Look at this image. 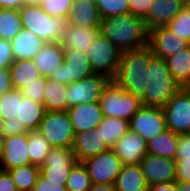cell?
<instances>
[{
    "instance_id": "8d00e7d4",
    "label": "cell",
    "mask_w": 190,
    "mask_h": 191,
    "mask_svg": "<svg viewBox=\"0 0 190 191\" xmlns=\"http://www.w3.org/2000/svg\"><path fill=\"white\" fill-rule=\"evenodd\" d=\"M101 18L130 13L128 0H96Z\"/></svg>"
},
{
    "instance_id": "680465c9",
    "label": "cell",
    "mask_w": 190,
    "mask_h": 191,
    "mask_svg": "<svg viewBox=\"0 0 190 191\" xmlns=\"http://www.w3.org/2000/svg\"><path fill=\"white\" fill-rule=\"evenodd\" d=\"M177 1L181 2L182 4H184L188 0H177Z\"/></svg>"
},
{
    "instance_id": "6da1fadb",
    "label": "cell",
    "mask_w": 190,
    "mask_h": 191,
    "mask_svg": "<svg viewBox=\"0 0 190 191\" xmlns=\"http://www.w3.org/2000/svg\"><path fill=\"white\" fill-rule=\"evenodd\" d=\"M100 34L121 52L141 48L148 44V30L144 20L131 13L103 18Z\"/></svg>"
},
{
    "instance_id": "681fc988",
    "label": "cell",
    "mask_w": 190,
    "mask_h": 191,
    "mask_svg": "<svg viewBox=\"0 0 190 191\" xmlns=\"http://www.w3.org/2000/svg\"><path fill=\"white\" fill-rule=\"evenodd\" d=\"M148 191H176L175 182L158 183L149 186Z\"/></svg>"
},
{
    "instance_id": "7dc6e473",
    "label": "cell",
    "mask_w": 190,
    "mask_h": 191,
    "mask_svg": "<svg viewBox=\"0 0 190 191\" xmlns=\"http://www.w3.org/2000/svg\"><path fill=\"white\" fill-rule=\"evenodd\" d=\"M0 191H18L12 176L7 170H0Z\"/></svg>"
},
{
    "instance_id": "e575fe53",
    "label": "cell",
    "mask_w": 190,
    "mask_h": 191,
    "mask_svg": "<svg viewBox=\"0 0 190 191\" xmlns=\"http://www.w3.org/2000/svg\"><path fill=\"white\" fill-rule=\"evenodd\" d=\"M22 96L21 90L15 88L0 96V117L4 121L19 116V99Z\"/></svg>"
},
{
    "instance_id": "83f0119b",
    "label": "cell",
    "mask_w": 190,
    "mask_h": 191,
    "mask_svg": "<svg viewBox=\"0 0 190 191\" xmlns=\"http://www.w3.org/2000/svg\"><path fill=\"white\" fill-rule=\"evenodd\" d=\"M171 76L182 87H190V45L180 53L165 58Z\"/></svg>"
},
{
    "instance_id": "836d02e7",
    "label": "cell",
    "mask_w": 190,
    "mask_h": 191,
    "mask_svg": "<svg viewBox=\"0 0 190 191\" xmlns=\"http://www.w3.org/2000/svg\"><path fill=\"white\" fill-rule=\"evenodd\" d=\"M22 29L19 11L0 8V38L12 40Z\"/></svg>"
},
{
    "instance_id": "2e32d148",
    "label": "cell",
    "mask_w": 190,
    "mask_h": 191,
    "mask_svg": "<svg viewBox=\"0 0 190 191\" xmlns=\"http://www.w3.org/2000/svg\"><path fill=\"white\" fill-rule=\"evenodd\" d=\"M111 149L123 165L140 164L143 157L148 154L147 141L130 129L118 139Z\"/></svg>"
},
{
    "instance_id": "ba28073f",
    "label": "cell",
    "mask_w": 190,
    "mask_h": 191,
    "mask_svg": "<svg viewBox=\"0 0 190 191\" xmlns=\"http://www.w3.org/2000/svg\"><path fill=\"white\" fill-rule=\"evenodd\" d=\"M77 162L72 148L54 147L39 167L40 175L50 183L66 186L71 169Z\"/></svg>"
},
{
    "instance_id": "1f68e13d",
    "label": "cell",
    "mask_w": 190,
    "mask_h": 191,
    "mask_svg": "<svg viewBox=\"0 0 190 191\" xmlns=\"http://www.w3.org/2000/svg\"><path fill=\"white\" fill-rule=\"evenodd\" d=\"M52 148L38 131H28V155L32 165L41 167Z\"/></svg>"
},
{
    "instance_id": "7a4b0ae2",
    "label": "cell",
    "mask_w": 190,
    "mask_h": 191,
    "mask_svg": "<svg viewBox=\"0 0 190 191\" xmlns=\"http://www.w3.org/2000/svg\"><path fill=\"white\" fill-rule=\"evenodd\" d=\"M149 45L122 52L114 80L126 92L142 99L146 93L148 65L153 56Z\"/></svg>"
},
{
    "instance_id": "4fadbf2b",
    "label": "cell",
    "mask_w": 190,
    "mask_h": 191,
    "mask_svg": "<svg viewBox=\"0 0 190 191\" xmlns=\"http://www.w3.org/2000/svg\"><path fill=\"white\" fill-rule=\"evenodd\" d=\"M129 129L148 142L167 129L163 108L141 106L129 120Z\"/></svg>"
},
{
    "instance_id": "8992f818",
    "label": "cell",
    "mask_w": 190,
    "mask_h": 191,
    "mask_svg": "<svg viewBox=\"0 0 190 191\" xmlns=\"http://www.w3.org/2000/svg\"><path fill=\"white\" fill-rule=\"evenodd\" d=\"M37 131L53 148H72L76 134L68 112L58 110H46Z\"/></svg>"
},
{
    "instance_id": "d4e9b609",
    "label": "cell",
    "mask_w": 190,
    "mask_h": 191,
    "mask_svg": "<svg viewBox=\"0 0 190 191\" xmlns=\"http://www.w3.org/2000/svg\"><path fill=\"white\" fill-rule=\"evenodd\" d=\"M44 42L24 28L11 40L14 60H29L41 50Z\"/></svg>"
},
{
    "instance_id": "603a6c76",
    "label": "cell",
    "mask_w": 190,
    "mask_h": 191,
    "mask_svg": "<svg viewBox=\"0 0 190 191\" xmlns=\"http://www.w3.org/2000/svg\"><path fill=\"white\" fill-rule=\"evenodd\" d=\"M99 34L100 28L80 27L74 24H68L60 43L64 49H76L87 53Z\"/></svg>"
},
{
    "instance_id": "e0dca14e",
    "label": "cell",
    "mask_w": 190,
    "mask_h": 191,
    "mask_svg": "<svg viewBox=\"0 0 190 191\" xmlns=\"http://www.w3.org/2000/svg\"><path fill=\"white\" fill-rule=\"evenodd\" d=\"M27 164H31L28 155V132L5 137L0 157L1 169L8 171Z\"/></svg>"
},
{
    "instance_id": "f5cc1de1",
    "label": "cell",
    "mask_w": 190,
    "mask_h": 191,
    "mask_svg": "<svg viewBox=\"0 0 190 191\" xmlns=\"http://www.w3.org/2000/svg\"><path fill=\"white\" fill-rule=\"evenodd\" d=\"M176 191H190V183L175 181Z\"/></svg>"
},
{
    "instance_id": "277c9868",
    "label": "cell",
    "mask_w": 190,
    "mask_h": 191,
    "mask_svg": "<svg viewBox=\"0 0 190 191\" xmlns=\"http://www.w3.org/2000/svg\"><path fill=\"white\" fill-rule=\"evenodd\" d=\"M22 28L33 32L44 43L60 42L68 19L50 17L40 5L22 6L19 10Z\"/></svg>"
},
{
    "instance_id": "d590c367",
    "label": "cell",
    "mask_w": 190,
    "mask_h": 191,
    "mask_svg": "<svg viewBox=\"0 0 190 191\" xmlns=\"http://www.w3.org/2000/svg\"><path fill=\"white\" fill-rule=\"evenodd\" d=\"M91 179L88 171L82 162H77L71 169L67 179L68 191H88L91 187Z\"/></svg>"
},
{
    "instance_id": "3957f363",
    "label": "cell",
    "mask_w": 190,
    "mask_h": 191,
    "mask_svg": "<svg viewBox=\"0 0 190 191\" xmlns=\"http://www.w3.org/2000/svg\"><path fill=\"white\" fill-rule=\"evenodd\" d=\"M146 93L142 100L145 107H163L181 86L171 76L165 59L153 55L148 65Z\"/></svg>"
},
{
    "instance_id": "4dcf8cb0",
    "label": "cell",
    "mask_w": 190,
    "mask_h": 191,
    "mask_svg": "<svg viewBox=\"0 0 190 191\" xmlns=\"http://www.w3.org/2000/svg\"><path fill=\"white\" fill-rule=\"evenodd\" d=\"M109 148H112L118 139L129 129V121L104 116L97 127Z\"/></svg>"
},
{
    "instance_id": "ee69618b",
    "label": "cell",
    "mask_w": 190,
    "mask_h": 191,
    "mask_svg": "<svg viewBox=\"0 0 190 191\" xmlns=\"http://www.w3.org/2000/svg\"><path fill=\"white\" fill-rule=\"evenodd\" d=\"M175 159H190V132L178 136Z\"/></svg>"
},
{
    "instance_id": "d6a6232c",
    "label": "cell",
    "mask_w": 190,
    "mask_h": 191,
    "mask_svg": "<svg viewBox=\"0 0 190 191\" xmlns=\"http://www.w3.org/2000/svg\"><path fill=\"white\" fill-rule=\"evenodd\" d=\"M8 171L18 191H32L40 175L39 167L32 164L15 167Z\"/></svg>"
},
{
    "instance_id": "db71d44e",
    "label": "cell",
    "mask_w": 190,
    "mask_h": 191,
    "mask_svg": "<svg viewBox=\"0 0 190 191\" xmlns=\"http://www.w3.org/2000/svg\"><path fill=\"white\" fill-rule=\"evenodd\" d=\"M42 0H22V6L41 5Z\"/></svg>"
},
{
    "instance_id": "11a10c76",
    "label": "cell",
    "mask_w": 190,
    "mask_h": 191,
    "mask_svg": "<svg viewBox=\"0 0 190 191\" xmlns=\"http://www.w3.org/2000/svg\"><path fill=\"white\" fill-rule=\"evenodd\" d=\"M5 137H6L5 135H0V157L3 152Z\"/></svg>"
},
{
    "instance_id": "5bb4252c",
    "label": "cell",
    "mask_w": 190,
    "mask_h": 191,
    "mask_svg": "<svg viewBox=\"0 0 190 191\" xmlns=\"http://www.w3.org/2000/svg\"><path fill=\"white\" fill-rule=\"evenodd\" d=\"M148 45L155 56L165 59L180 53L190 43L167 26H158L148 31Z\"/></svg>"
},
{
    "instance_id": "52a82bcc",
    "label": "cell",
    "mask_w": 190,
    "mask_h": 191,
    "mask_svg": "<svg viewBox=\"0 0 190 191\" xmlns=\"http://www.w3.org/2000/svg\"><path fill=\"white\" fill-rule=\"evenodd\" d=\"M122 52L102 34L88 49L87 57L94 73L113 79L120 65Z\"/></svg>"
},
{
    "instance_id": "c3c4849f",
    "label": "cell",
    "mask_w": 190,
    "mask_h": 191,
    "mask_svg": "<svg viewBox=\"0 0 190 191\" xmlns=\"http://www.w3.org/2000/svg\"><path fill=\"white\" fill-rule=\"evenodd\" d=\"M12 89L9 68H0V96Z\"/></svg>"
},
{
    "instance_id": "f6af8a7d",
    "label": "cell",
    "mask_w": 190,
    "mask_h": 191,
    "mask_svg": "<svg viewBox=\"0 0 190 191\" xmlns=\"http://www.w3.org/2000/svg\"><path fill=\"white\" fill-rule=\"evenodd\" d=\"M28 132L17 117L4 121V135L6 137Z\"/></svg>"
},
{
    "instance_id": "9a60e30c",
    "label": "cell",
    "mask_w": 190,
    "mask_h": 191,
    "mask_svg": "<svg viewBox=\"0 0 190 191\" xmlns=\"http://www.w3.org/2000/svg\"><path fill=\"white\" fill-rule=\"evenodd\" d=\"M140 166L148 186L175 182L176 161L171 158L146 154Z\"/></svg>"
},
{
    "instance_id": "ac0fdd59",
    "label": "cell",
    "mask_w": 190,
    "mask_h": 191,
    "mask_svg": "<svg viewBox=\"0 0 190 191\" xmlns=\"http://www.w3.org/2000/svg\"><path fill=\"white\" fill-rule=\"evenodd\" d=\"M109 149L98 128L75 134L72 150L78 162H83Z\"/></svg>"
},
{
    "instance_id": "5b68a950",
    "label": "cell",
    "mask_w": 190,
    "mask_h": 191,
    "mask_svg": "<svg viewBox=\"0 0 190 191\" xmlns=\"http://www.w3.org/2000/svg\"><path fill=\"white\" fill-rule=\"evenodd\" d=\"M99 103L103 116L126 121H129L142 106L140 98L126 92L112 79L103 89Z\"/></svg>"
},
{
    "instance_id": "60d3db41",
    "label": "cell",
    "mask_w": 190,
    "mask_h": 191,
    "mask_svg": "<svg viewBox=\"0 0 190 191\" xmlns=\"http://www.w3.org/2000/svg\"><path fill=\"white\" fill-rule=\"evenodd\" d=\"M153 0H128L130 13L144 20L149 12Z\"/></svg>"
},
{
    "instance_id": "4316f807",
    "label": "cell",
    "mask_w": 190,
    "mask_h": 191,
    "mask_svg": "<svg viewBox=\"0 0 190 191\" xmlns=\"http://www.w3.org/2000/svg\"><path fill=\"white\" fill-rule=\"evenodd\" d=\"M45 112L43 103L22 96L19 99V116L16 117L27 131H37Z\"/></svg>"
},
{
    "instance_id": "b9f144b4",
    "label": "cell",
    "mask_w": 190,
    "mask_h": 191,
    "mask_svg": "<svg viewBox=\"0 0 190 191\" xmlns=\"http://www.w3.org/2000/svg\"><path fill=\"white\" fill-rule=\"evenodd\" d=\"M13 62L11 41L0 38V68H9Z\"/></svg>"
},
{
    "instance_id": "74e56055",
    "label": "cell",
    "mask_w": 190,
    "mask_h": 191,
    "mask_svg": "<svg viewBox=\"0 0 190 191\" xmlns=\"http://www.w3.org/2000/svg\"><path fill=\"white\" fill-rule=\"evenodd\" d=\"M167 27L182 39L190 43V14L184 9L167 25Z\"/></svg>"
},
{
    "instance_id": "ab89813d",
    "label": "cell",
    "mask_w": 190,
    "mask_h": 191,
    "mask_svg": "<svg viewBox=\"0 0 190 191\" xmlns=\"http://www.w3.org/2000/svg\"><path fill=\"white\" fill-rule=\"evenodd\" d=\"M45 78L40 83H32L21 89L24 97L43 103Z\"/></svg>"
},
{
    "instance_id": "f907efd6",
    "label": "cell",
    "mask_w": 190,
    "mask_h": 191,
    "mask_svg": "<svg viewBox=\"0 0 190 191\" xmlns=\"http://www.w3.org/2000/svg\"><path fill=\"white\" fill-rule=\"evenodd\" d=\"M22 7V0H0V8L16 9Z\"/></svg>"
},
{
    "instance_id": "7bdbcfd3",
    "label": "cell",
    "mask_w": 190,
    "mask_h": 191,
    "mask_svg": "<svg viewBox=\"0 0 190 191\" xmlns=\"http://www.w3.org/2000/svg\"><path fill=\"white\" fill-rule=\"evenodd\" d=\"M176 161L175 181L190 183V159H174Z\"/></svg>"
},
{
    "instance_id": "484cf974",
    "label": "cell",
    "mask_w": 190,
    "mask_h": 191,
    "mask_svg": "<svg viewBox=\"0 0 190 191\" xmlns=\"http://www.w3.org/2000/svg\"><path fill=\"white\" fill-rule=\"evenodd\" d=\"M116 191H148L140 164L123 165L115 182Z\"/></svg>"
},
{
    "instance_id": "44dd1931",
    "label": "cell",
    "mask_w": 190,
    "mask_h": 191,
    "mask_svg": "<svg viewBox=\"0 0 190 191\" xmlns=\"http://www.w3.org/2000/svg\"><path fill=\"white\" fill-rule=\"evenodd\" d=\"M43 78L50 76L64 63V47L60 42L44 43L33 58Z\"/></svg>"
},
{
    "instance_id": "9c48e42d",
    "label": "cell",
    "mask_w": 190,
    "mask_h": 191,
    "mask_svg": "<svg viewBox=\"0 0 190 191\" xmlns=\"http://www.w3.org/2000/svg\"><path fill=\"white\" fill-rule=\"evenodd\" d=\"M162 108L167 129L178 135L190 132V87H182Z\"/></svg>"
},
{
    "instance_id": "f546056e",
    "label": "cell",
    "mask_w": 190,
    "mask_h": 191,
    "mask_svg": "<svg viewBox=\"0 0 190 191\" xmlns=\"http://www.w3.org/2000/svg\"><path fill=\"white\" fill-rule=\"evenodd\" d=\"M178 136V134L166 129L147 142V152L152 155L175 159Z\"/></svg>"
},
{
    "instance_id": "cb8c5ba5",
    "label": "cell",
    "mask_w": 190,
    "mask_h": 191,
    "mask_svg": "<svg viewBox=\"0 0 190 191\" xmlns=\"http://www.w3.org/2000/svg\"><path fill=\"white\" fill-rule=\"evenodd\" d=\"M12 88L21 90L32 83H40L44 78L33 59L14 60L9 66Z\"/></svg>"
},
{
    "instance_id": "6f0895ef",
    "label": "cell",
    "mask_w": 190,
    "mask_h": 191,
    "mask_svg": "<svg viewBox=\"0 0 190 191\" xmlns=\"http://www.w3.org/2000/svg\"><path fill=\"white\" fill-rule=\"evenodd\" d=\"M0 135H4V120L0 117Z\"/></svg>"
},
{
    "instance_id": "8fae6325",
    "label": "cell",
    "mask_w": 190,
    "mask_h": 191,
    "mask_svg": "<svg viewBox=\"0 0 190 191\" xmlns=\"http://www.w3.org/2000/svg\"><path fill=\"white\" fill-rule=\"evenodd\" d=\"M95 74L87 53L76 49H64V63L50 76V79L70 85Z\"/></svg>"
},
{
    "instance_id": "f1b7e54d",
    "label": "cell",
    "mask_w": 190,
    "mask_h": 191,
    "mask_svg": "<svg viewBox=\"0 0 190 191\" xmlns=\"http://www.w3.org/2000/svg\"><path fill=\"white\" fill-rule=\"evenodd\" d=\"M68 85L45 78L43 104L47 111H67Z\"/></svg>"
},
{
    "instance_id": "f35d334b",
    "label": "cell",
    "mask_w": 190,
    "mask_h": 191,
    "mask_svg": "<svg viewBox=\"0 0 190 191\" xmlns=\"http://www.w3.org/2000/svg\"><path fill=\"white\" fill-rule=\"evenodd\" d=\"M72 5L73 0H42L40 6L50 17L67 18Z\"/></svg>"
},
{
    "instance_id": "816d5d0a",
    "label": "cell",
    "mask_w": 190,
    "mask_h": 191,
    "mask_svg": "<svg viewBox=\"0 0 190 191\" xmlns=\"http://www.w3.org/2000/svg\"><path fill=\"white\" fill-rule=\"evenodd\" d=\"M88 191H116V190H115V184L92 183Z\"/></svg>"
},
{
    "instance_id": "7402d4cb",
    "label": "cell",
    "mask_w": 190,
    "mask_h": 191,
    "mask_svg": "<svg viewBox=\"0 0 190 191\" xmlns=\"http://www.w3.org/2000/svg\"><path fill=\"white\" fill-rule=\"evenodd\" d=\"M67 19L68 24L89 28H100L102 22L96 0H73Z\"/></svg>"
},
{
    "instance_id": "ffe728a7",
    "label": "cell",
    "mask_w": 190,
    "mask_h": 191,
    "mask_svg": "<svg viewBox=\"0 0 190 191\" xmlns=\"http://www.w3.org/2000/svg\"><path fill=\"white\" fill-rule=\"evenodd\" d=\"M183 9L177 0H153L147 17L144 19L147 30L167 26Z\"/></svg>"
},
{
    "instance_id": "9f6ffc18",
    "label": "cell",
    "mask_w": 190,
    "mask_h": 191,
    "mask_svg": "<svg viewBox=\"0 0 190 191\" xmlns=\"http://www.w3.org/2000/svg\"><path fill=\"white\" fill-rule=\"evenodd\" d=\"M183 9L190 14V0L183 4Z\"/></svg>"
},
{
    "instance_id": "30bf717a",
    "label": "cell",
    "mask_w": 190,
    "mask_h": 191,
    "mask_svg": "<svg viewBox=\"0 0 190 191\" xmlns=\"http://www.w3.org/2000/svg\"><path fill=\"white\" fill-rule=\"evenodd\" d=\"M111 79L102 74H93L82 80L72 82L67 87V110L81 103L100 102L103 89Z\"/></svg>"
},
{
    "instance_id": "bcb514c9",
    "label": "cell",
    "mask_w": 190,
    "mask_h": 191,
    "mask_svg": "<svg viewBox=\"0 0 190 191\" xmlns=\"http://www.w3.org/2000/svg\"><path fill=\"white\" fill-rule=\"evenodd\" d=\"M32 191H68V189L66 186L50 183L39 175Z\"/></svg>"
},
{
    "instance_id": "7c38bea8",
    "label": "cell",
    "mask_w": 190,
    "mask_h": 191,
    "mask_svg": "<svg viewBox=\"0 0 190 191\" xmlns=\"http://www.w3.org/2000/svg\"><path fill=\"white\" fill-rule=\"evenodd\" d=\"M86 167L92 183L115 184L122 169V162L110 148L82 162Z\"/></svg>"
},
{
    "instance_id": "d6986e66",
    "label": "cell",
    "mask_w": 190,
    "mask_h": 191,
    "mask_svg": "<svg viewBox=\"0 0 190 191\" xmlns=\"http://www.w3.org/2000/svg\"><path fill=\"white\" fill-rule=\"evenodd\" d=\"M67 112L76 134L97 128L104 117L99 102L74 105Z\"/></svg>"
}]
</instances>
